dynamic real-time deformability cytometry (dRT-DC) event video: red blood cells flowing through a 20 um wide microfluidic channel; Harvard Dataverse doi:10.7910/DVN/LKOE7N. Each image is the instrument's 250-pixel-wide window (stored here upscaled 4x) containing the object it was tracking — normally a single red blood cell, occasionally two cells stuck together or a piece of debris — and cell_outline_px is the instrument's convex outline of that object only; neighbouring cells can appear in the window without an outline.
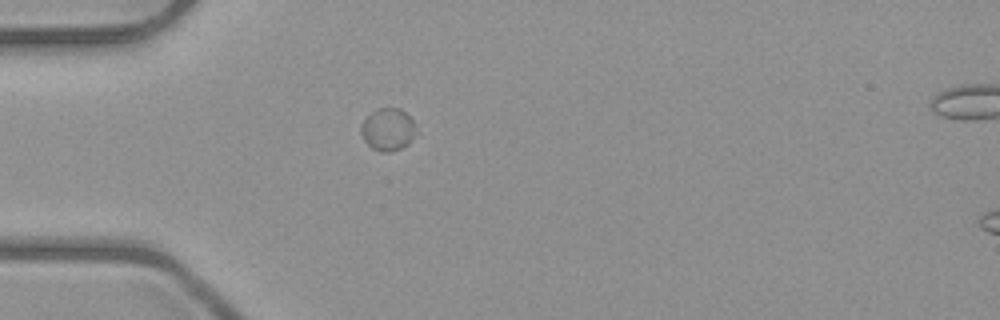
{"species": "common noctule bat (a hibernating species)", "species_latin": "Nyctalus noctula", "temperature_condition": "room temperature", "stored_images_in_passage": 2, "camera_frame_rate_fps": 3000, "um_per_image_px": 0.085, "animal": {"sex": "male", "body_mass_g": 23.1, "forearm_length_mm": 52.7}, "frame": {"image": 1, "passage_image": 1, "time_ms": 0.0, "image_size_px": [1000, 320], "cell_outline_px": [[412, 140], [408, 144], [400, 148], [388, 152], [380, 152], [372, 148], [364, 140], [360, 132], [360, 124], [372, 112], [380, 108], [400, 108], [412, 120]], "centroid_in_image_um": [32.9, 11.01], "position_along_channel_um": 52.1, "area_um2": 13.18}}